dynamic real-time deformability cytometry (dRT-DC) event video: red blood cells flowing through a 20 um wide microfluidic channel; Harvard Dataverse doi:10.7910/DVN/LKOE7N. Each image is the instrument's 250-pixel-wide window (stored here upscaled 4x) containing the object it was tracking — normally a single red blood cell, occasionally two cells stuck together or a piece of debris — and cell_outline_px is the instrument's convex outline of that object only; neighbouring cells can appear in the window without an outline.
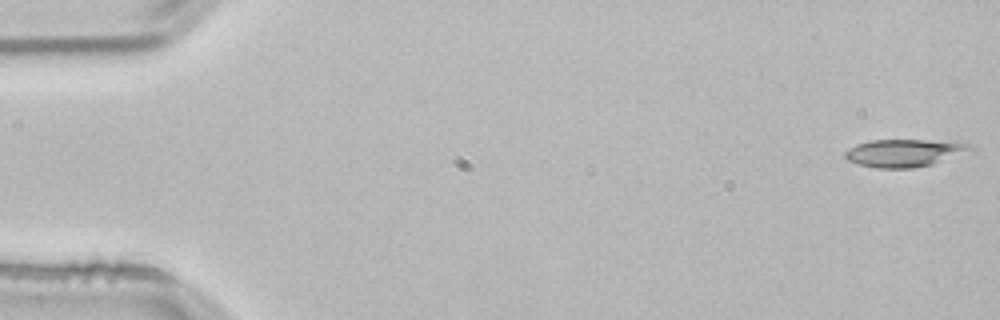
{"species": "common noctule bat (a hibernating species)", "species_latin": "Nyctalus noctula", "temperature_condition": "room temperature", "stored_images_in_passage": 53, "camera_frame_rate_fps": 3000, "um_per_image_px": 0.085, "animal": {"sex": "male", "body_mass_g": 21.5, "forearm_length_mm": 52.0}, "frame": {"image": 1, "passage_image": 1, "time_ms": 0.0, "image_size_px": [1000, 320], "cell_outline_px": [[976, 148], [932, 164], [912, 168], [876, 168], [860, 164], [848, 160], [844, 156], [844, 152], [848, 148], [856, 144], [872, 140], [964, 140]], "centroid_in_image_um": [76.92, 12.97], "position_along_channel_um": 8.1, "area_um2": 20.35}}
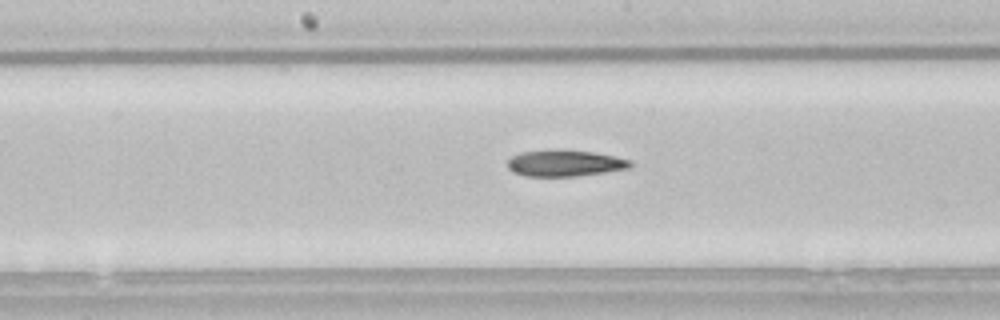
{"frame": {"image": 2, "passage_image": 27, "time_ms": 8.667, "image_size_px": [1000, 320], "cell_outline_px": [[632, 168], [576, 176], [524, 176], [512, 172], [508, 168], [508, 160], [512, 156], [520, 152], [544, 148], [564, 148], [592, 152], [632, 160]], "centroid_in_image_um": [47.97, 13.84], "position_along_channel_um": 200.2, "area_um2": 19.42}}
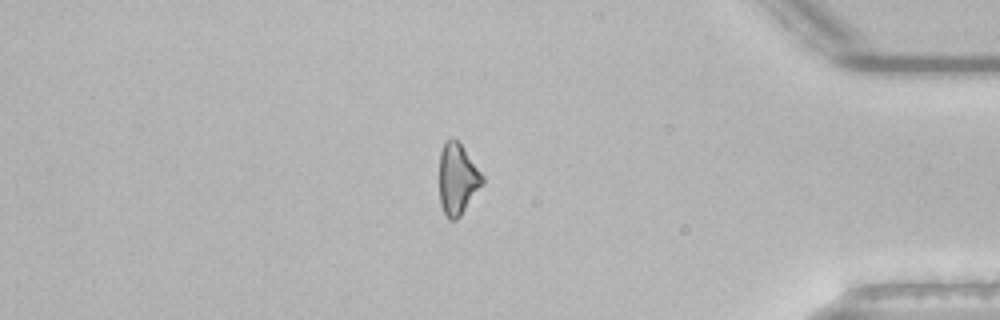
{"frame": {"image": 3, "passage_image": 45, "time_ms": 14.667, "image_size_px": [1000, 320], "cell_outline_px": [[484, 184], [460, 216], [456, 220], [448, 220], [440, 204], [440, 152], [444, 140], [452, 136], [460, 144], [484, 176]], "centroid_in_image_um": [38.89, 15.22], "position_along_channel_um": 396.3, "area_um2": 17.92}}